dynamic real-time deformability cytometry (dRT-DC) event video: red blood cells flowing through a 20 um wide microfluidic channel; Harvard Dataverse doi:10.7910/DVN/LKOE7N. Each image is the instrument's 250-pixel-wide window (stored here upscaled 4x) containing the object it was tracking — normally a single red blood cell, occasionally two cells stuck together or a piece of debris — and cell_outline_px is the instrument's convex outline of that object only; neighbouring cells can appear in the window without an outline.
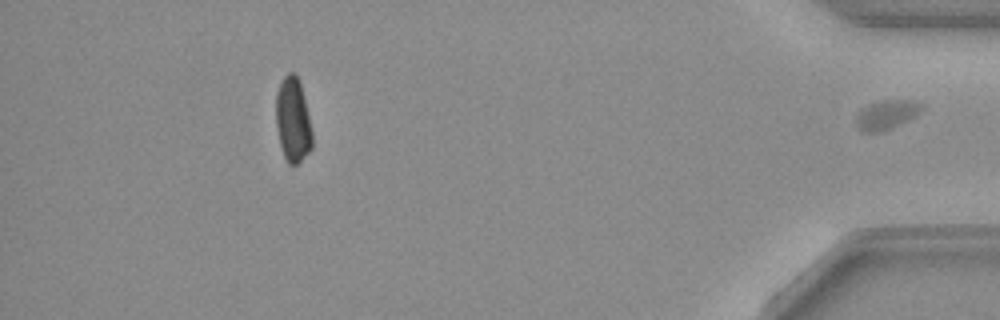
{"species": "common noctule bat (a hibernating species)", "species_latin": "Nyctalus noctula", "temperature_condition": "warm", "stored_images_in_passage": 50, "segment_of_instrument_passage": [2, 2], "camera_frame_rate_fps": 3000, "um_per_image_px": 0.085, "animal": {"sex": "female", "body_mass_g": 19.3, "forearm_length_mm": 54.1}, "frame": {"image": 1, "passage_image": 50, "time_ms": 16.333, "image_size_px": [1000, 320], "cell_outline_px": [[924, 108], [912, 116], [880, 132], [864, 132], [856, 124], [856, 116], [864, 108], [880, 100], [912, 100], [920, 104]], "centroid_in_image_um": [75.32, 9.73], "position_along_channel_um": 359.9, "area_um2": 10.46}}